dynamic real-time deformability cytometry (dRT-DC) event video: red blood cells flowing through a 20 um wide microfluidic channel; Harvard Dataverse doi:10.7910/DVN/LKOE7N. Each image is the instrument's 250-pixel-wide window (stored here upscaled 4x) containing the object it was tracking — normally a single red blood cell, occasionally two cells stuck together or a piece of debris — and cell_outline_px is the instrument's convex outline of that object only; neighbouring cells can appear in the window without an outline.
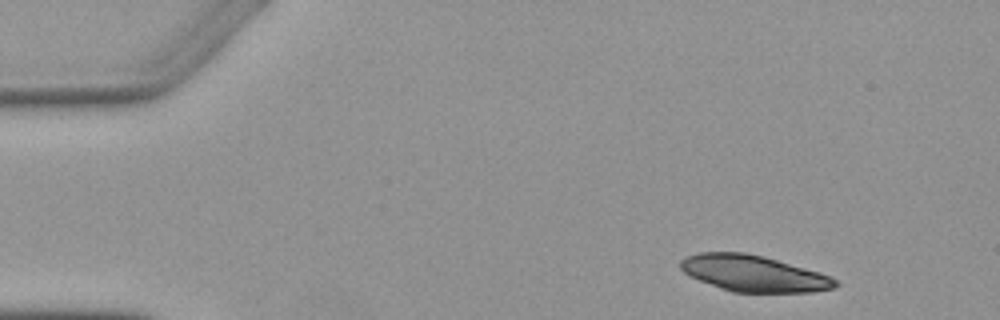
{"species": "Egyptian fruit bat (a non-hibernating species)", "species_latin": "Rousettus aegyptiacus", "temperature_condition": "warm", "stored_images_in_passage": 3, "camera_frame_rate_fps": 3000, "um_per_image_px": 0.085, "animal": {"sex": "female"}, "frame": {"image": 1, "passage_image": 1, "time_ms": 0.0, "image_size_px": [1000, 320], "cell_outline_px": [[840, 284], [836, 288], [812, 292], [732, 292], [720, 288], [700, 280], [684, 272], [680, 268], [680, 260], [684, 256], [700, 252], [744, 252], [764, 256], [820, 272], [836, 280]], "centroid_in_image_um": [64.06, 23.23], "position_along_channel_um": 20.9, "area_um2": 32.71}}